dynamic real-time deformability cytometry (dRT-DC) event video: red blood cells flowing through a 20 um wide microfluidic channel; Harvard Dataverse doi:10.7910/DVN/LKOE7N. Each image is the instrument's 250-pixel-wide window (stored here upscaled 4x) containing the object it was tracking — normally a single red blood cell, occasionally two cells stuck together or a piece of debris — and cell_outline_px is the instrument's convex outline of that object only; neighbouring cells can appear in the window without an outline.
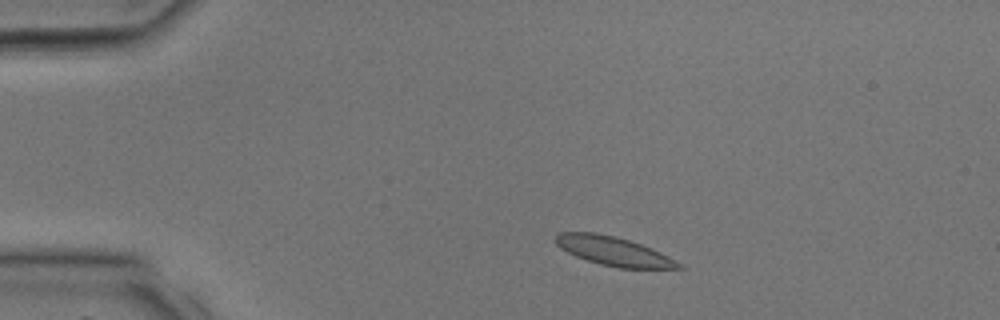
{"species": "common noctule bat (a hibernating species)", "species_latin": "Nyctalus noctula", "temperature_condition": "room temperature", "stored_images_in_passage": 31, "camera_frame_rate_fps": 3000, "um_per_image_px": 0.085, "animal": {"sex": "male", "body_mass_g": 17.9, "forearm_length_mm": 54.2}, "frame": {"image": 1, "passage_image": 4, "time_ms": 1.0, "image_size_px": [1000, 320], "cell_outline_px": [[684, 268], [620, 268], [600, 264], [576, 256], [560, 248], [556, 244], [556, 236], [560, 232], [596, 232], [616, 236], [652, 248], [684, 264]], "centroid_in_image_um": [52.18, 21.34], "position_along_channel_um": 32.8, "area_um2": 20.63}}
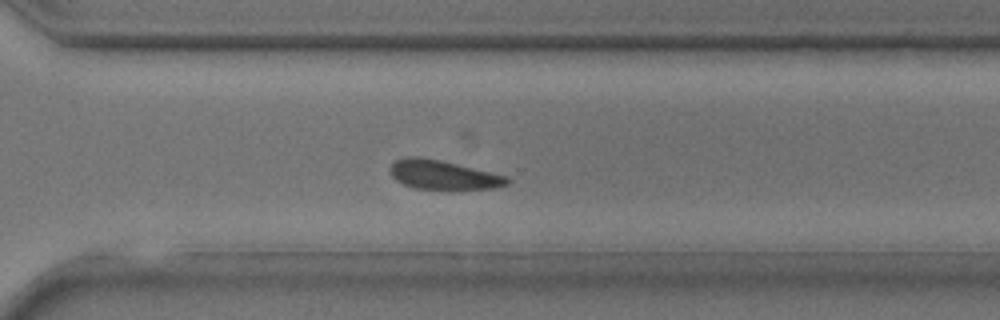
{"frame": {"image": 2, "passage_image": 22, "time_ms": 7.0, "image_size_px": [1000, 320], "cell_outline_px": [[512, 180], [508, 184], [496, 188], [416, 188], [404, 184], [396, 180], [392, 176], [392, 164], [396, 160], [404, 156], [420, 156], [440, 160], [508, 176]], "centroid_in_image_um": [37.7, 14.84], "position_along_channel_um": 332.9, "area_um2": 19.48}}
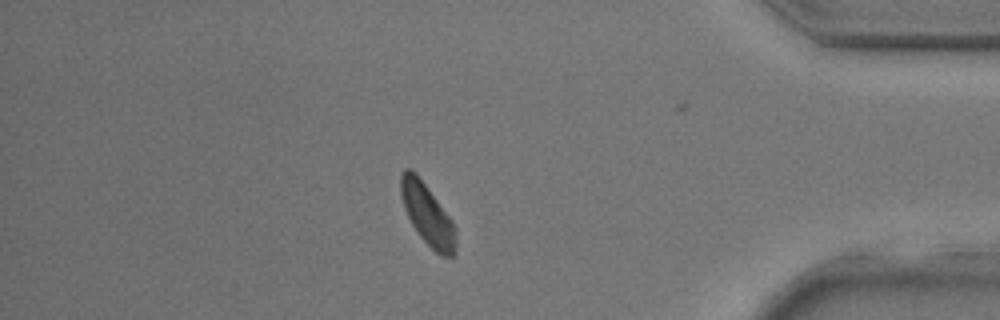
{"frame": {"image": 3, "passage_image": 27, "time_ms": 8.667, "image_size_px": [1000, 320], "cell_outline_px": [[456, 252], [452, 256], [440, 256], [416, 232], [404, 208], [400, 192], [400, 172], [404, 168], [408, 168], [424, 184], [452, 220], [456, 228]], "centroid_in_image_um": [36.33, 18.27], "position_along_channel_um": 398.9, "area_um2": 19.25}}